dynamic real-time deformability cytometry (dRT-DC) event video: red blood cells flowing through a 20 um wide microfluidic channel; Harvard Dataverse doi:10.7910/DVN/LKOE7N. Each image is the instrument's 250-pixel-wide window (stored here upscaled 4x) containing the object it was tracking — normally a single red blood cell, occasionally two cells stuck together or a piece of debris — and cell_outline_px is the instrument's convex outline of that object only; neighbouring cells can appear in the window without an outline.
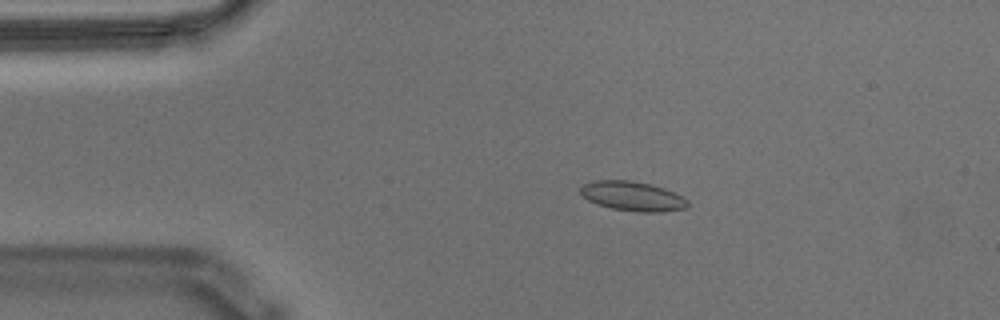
{"species": "Egyptian fruit bat (a non-hibernating species)", "species_latin": "Rousettus aegyptiacus", "temperature_condition": "warm", "stored_images_in_passage": 57, "segment_of_instrument_passage": [1, 2], "camera_frame_rate_fps": 3000, "um_per_image_px": 0.085, "animal": {"sex": "male"}, "frame": {"image": 1, "passage_image": 11, "time_ms": 3.333, "image_size_px": [1000, 320], "cell_outline_px": [[688, 204], [684, 208], [660, 212], [636, 212], [612, 208], [596, 204], [588, 200], [580, 192], [580, 188], [584, 184], [592, 180], [628, 180], [652, 184], [664, 188], [688, 200]], "centroid_in_image_um": [53.73, 16.67], "position_along_channel_um": 31.3, "area_um2": 18.32}}
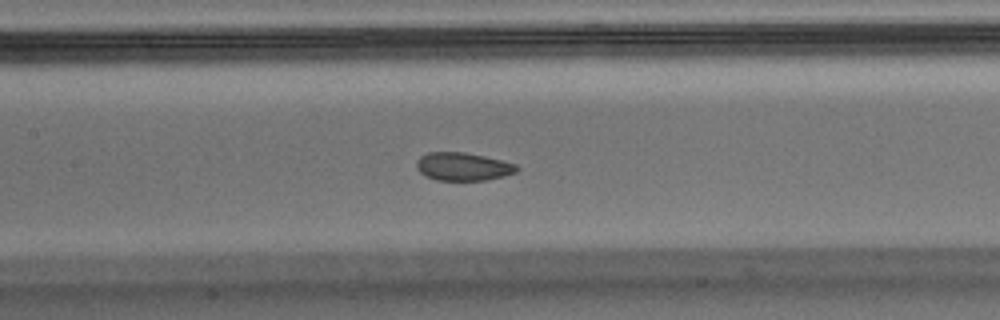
{"frame": {"image": 2, "passage_image": 26, "time_ms": 8.333, "image_size_px": [1000, 320], "cell_outline_px": [[520, 168], [516, 172], [504, 176], [484, 180], [436, 180], [424, 176], [416, 168], [416, 160], [420, 156], [428, 152], [464, 152], [504, 160], [516, 164]], "centroid_in_image_um": [39.34, 14.15], "position_along_channel_um": 168.1, "area_um2": 16.59}}
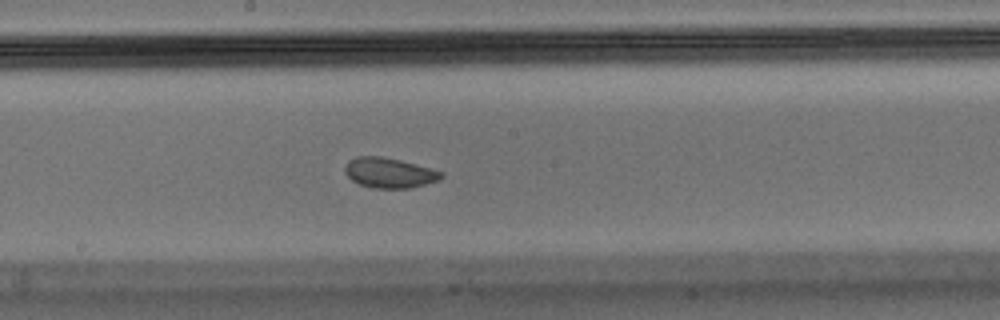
{"frame": {"image": 3, "passage_image": 30, "time_ms": 9.667, "image_size_px": [1000, 320], "cell_outline_px": [[444, 176], [436, 180], [412, 188], [372, 188], [360, 184], [352, 180], [344, 172], [344, 168], [348, 160], [356, 156], [380, 156], [400, 160], [444, 172]], "centroid_in_image_um": [33.05, 14.68], "position_along_channel_um": 215.1, "area_um2": 16.82}}